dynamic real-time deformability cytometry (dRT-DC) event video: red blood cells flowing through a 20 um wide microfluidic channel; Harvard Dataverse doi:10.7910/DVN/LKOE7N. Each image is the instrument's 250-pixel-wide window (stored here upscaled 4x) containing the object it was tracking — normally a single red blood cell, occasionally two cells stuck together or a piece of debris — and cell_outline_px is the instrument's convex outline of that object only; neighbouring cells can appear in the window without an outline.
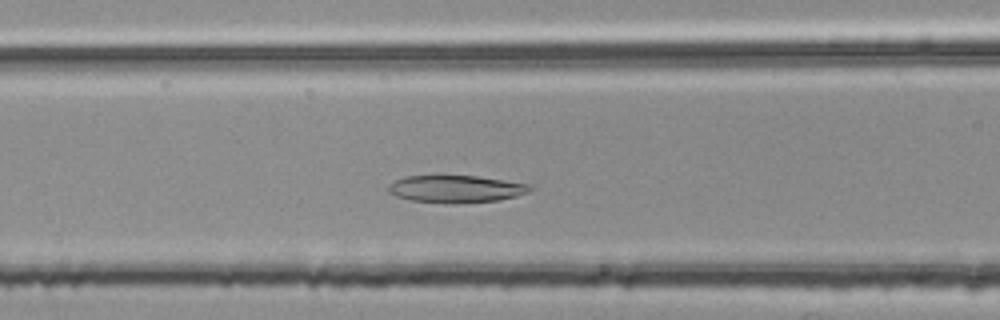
{"species": "common noctule bat (a hibernating species)", "species_latin": "Nyctalus noctula", "temperature_condition": "room temperature", "stored_images_in_passage": 38, "camera_frame_rate_fps": 3000, "um_per_image_px": 0.085, "animal": {"sex": "female", "body_mass_g": 25.1}, "frame": {"image": 1, "passage_image": 12, "time_ms": 3.667, "image_size_px": [1000, 320], "cell_outline_px": [[532, 188], [528, 192], [516, 196], [496, 200], [452, 204], [412, 200], [396, 196], [388, 192], [388, 184], [404, 176], [476, 176], [532, 184]], "centroid_in_image_um": [38.75, 16.06], "position_along_channel_um": 127.9, "area_um2": 22.43}}
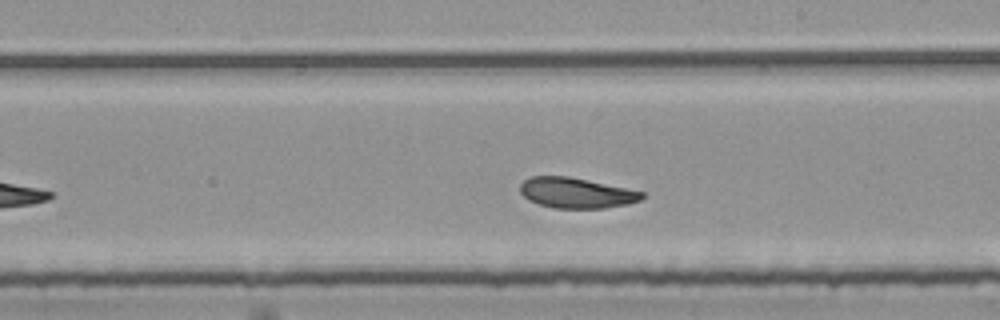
{"frame": {"image": 2, "passage_image": 21, "time_ms": 6.667, "image_size_px": [1000, 320], "cell_outline_px": [[644, 196], [640, 200], [628, 204], [604, 208], [552, 208], [528, 200], [520, 192], [520, 184], [528, 176], [568, 176], [644, 192]], "centroid_in_image_um": [48.94, 16.39], "position_along_channel_um": 240.1, "area_um2": 21.5}}
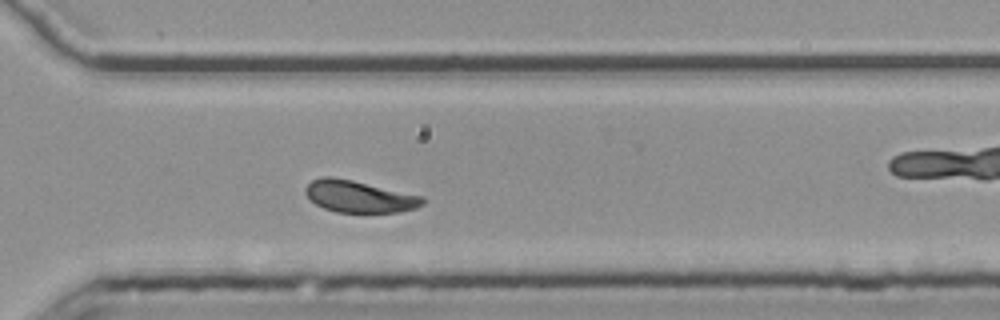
{"frame": {"image": 3, "passage_image": 29, "time_ms": 9.333, "image_size_px": [1000, 320], "cell_outline_px": [[424, 204], [416, 208], [400, 212], [336, 212], [324, 208], [316, 204], [304, 192], [304, 188], [312, 180], [320, 176], [332, 176], [352, 180], [424, 196]], "centroid_in_image_um": [30.53, 16.69], "position_along_channel_um": 340.1, "area_um2": 21.79}, "authors_computed_cell_mechanics": {"area_um2": 22.1374, "velocity_mm_per_s": 3.7557, "shape_relaxation_time_tau1_ms": 6.2831, "shape_relaxation_time_tau2_ms": 4.0526, "deformation_change_tau1": 0.159, "deformation_change_tau2": 0.1001}}